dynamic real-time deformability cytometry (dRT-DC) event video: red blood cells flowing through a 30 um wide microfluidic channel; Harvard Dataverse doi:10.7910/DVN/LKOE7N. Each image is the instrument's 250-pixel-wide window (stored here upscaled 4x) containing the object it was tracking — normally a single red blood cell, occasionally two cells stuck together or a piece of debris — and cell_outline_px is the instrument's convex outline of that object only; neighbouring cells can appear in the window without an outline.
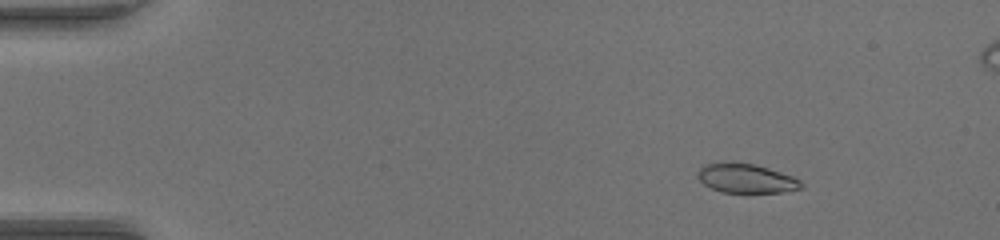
{"species": "common noctule bat (a hibernating species)", "species_latin": "Nyctalus noctula", "temperature_condition": "warm", "stored_images_in_passage": 46, "camera_frame_rate_fps": 3000, "um_per_image_px": 0.085, "animal": {"sex": "female", "body_mass_g": 17.0, "forearm_length_mm": 48.0}, "frame": {"image": 1, "passage_image": 1, "time_ms": 0.0, "image_size_px": [1000, 240], "cell_outline_px": [[804, 188], [780, 192], [720, 192], [704, 184], [696, 176], [696, 172], [704, 164], [724, 160], [732, 160], [756, 164], [792, 176], [800, 180], [804, 184]], "centroid_in_image_um": [63.38, 15.12], "position_along_channel_um": 21.6, "area_um2": 18.09}}
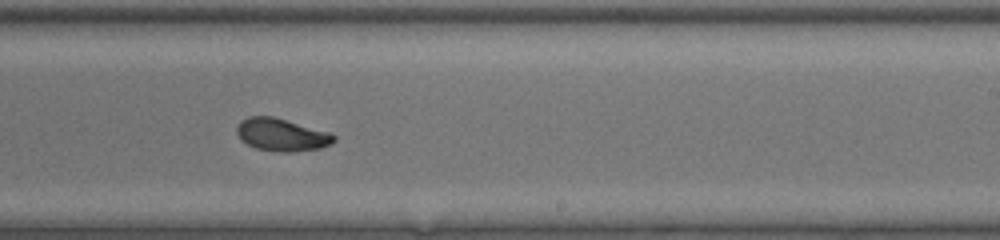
{"frame": {"image": 2, "passage_image": 27, "time_ms": 8.667, "image_size_px": [1000, 240], "cell_outline_px": [[336, 140], [332, 144], [320, 148], [292, 152], [280, 152], [256, 148], [240, 140], [236, 132], [236, 128], [240, 120], [248, 116], [272, 116], [332, 132], [336, 136]], "centroid_in_image_um": [23.96, 11.45], "position_along_channel_um": 265.0, "area_um2": 18.73}}
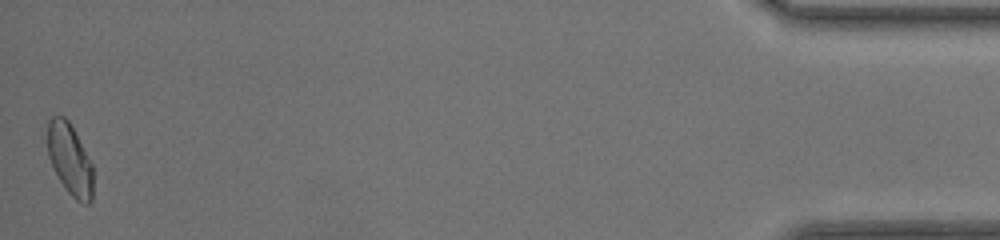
{"frame": {"image": 3, "passage_image": 46, "time_ms": 15.0, "image_size_px": [1000, 240], "cell_outline_px": [[92, 200], [88, 204], [84, 204], [76, 200], [68, 192], [60, 180], [48, 156], [48, 120], [52, 116], [64, 116], [68, 120], [92, 164]], "centroid_in_image_um": [5.94, 13.55], "position_along_channel_um": 429.3, "area_um2": 18.55}, "authors_computed_cell_mechanics": {"area_um2": 18.496, "velocity_mm_per_s": 4.0396, "shape_relaxation_time_tau1_ms": 10.2457, "shape_relaxation_time_tau2_ms": 1.7957, "deformation_change_tau1": 0.2707, "deformation_change_tau2": 0.0542}}